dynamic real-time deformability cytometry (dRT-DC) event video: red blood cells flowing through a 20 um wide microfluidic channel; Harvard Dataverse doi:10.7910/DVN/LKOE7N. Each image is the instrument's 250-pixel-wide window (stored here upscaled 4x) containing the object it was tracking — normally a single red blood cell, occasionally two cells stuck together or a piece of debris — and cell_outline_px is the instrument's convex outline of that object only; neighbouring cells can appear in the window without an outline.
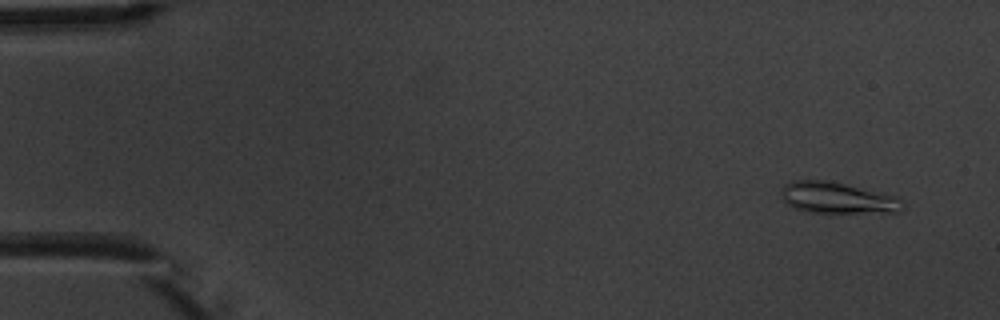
{"species": "common noctule bat (a hibernating species)", "species_latin": "Nyctalus noctula", "temperature_condition": "warm", "stored_images_in_passage": 8, "camera_frame_rate_fps": 3000, "um_per_image_px": 0.085, "animal": {"sex": "male", "body_mass_g": 20.1, "forearm_length_mm": 53.5}, "frame": {"image": 1, "passage_image": 1, "time_ms": 0.0, "image_size_px": [1000, 320], "cell_outline_px": [[904, 208], [900, 212], [808, 212], [796, 208], [788, 204], [784, 200], [784, 184], [792, 180], [832, 180], [896, 196], [900, 200]], "centroid_in_image_um": [71.21, 16.8], "position_along_channel_um": 13.8, "area_um2": 21.85}}
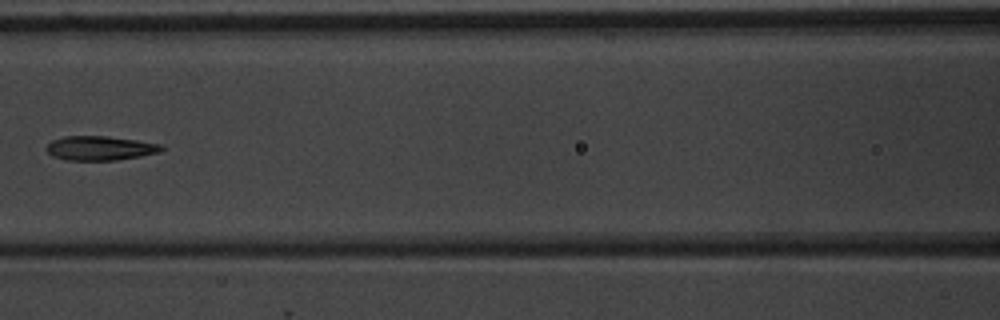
{"frame": {"image": 2, "passage_image": 7, "time_ms": 7.0, "image_size_px": [1000, 320], "cell_outline_px": [[164, 148], [160, 152], [140, 156], [116, 160], [68, 160], [52, 156], [44, 148], [52, 140], [64, 136], [108, 136], [164, 144]], "centroid_in_image_um": [8.51, 12.59], "position_along_channel_um": 158.1, "area_um2": 16.36}}
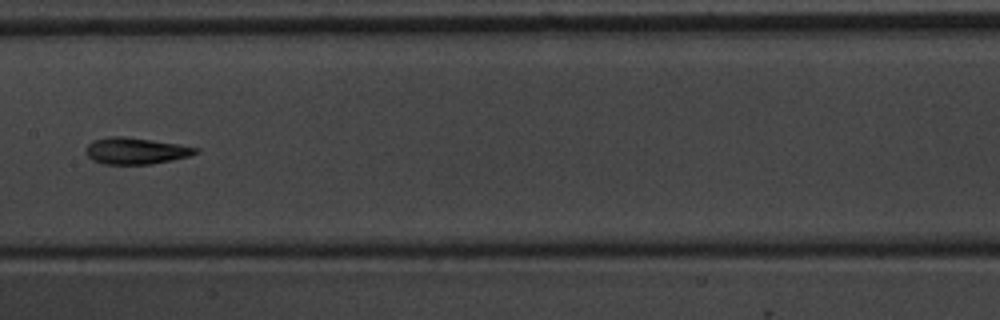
{"frame": {"image": 3, "passage_image": 8, "time_ms": 8.0, "image_size_px": [1000, 320], "cell_outline_px": [[200, 152], [188, 156], [172, 160], [152, 164], [104, 164], [92, 160], [84, 152], [84, 148], [92, 140], [108, 136], [124, 136], [180, 144], [200, 148]], "centroid_in_image_um": [11.52, 12.81], "position_along_channel_um": 195.9, "area_um2": 17.22}}